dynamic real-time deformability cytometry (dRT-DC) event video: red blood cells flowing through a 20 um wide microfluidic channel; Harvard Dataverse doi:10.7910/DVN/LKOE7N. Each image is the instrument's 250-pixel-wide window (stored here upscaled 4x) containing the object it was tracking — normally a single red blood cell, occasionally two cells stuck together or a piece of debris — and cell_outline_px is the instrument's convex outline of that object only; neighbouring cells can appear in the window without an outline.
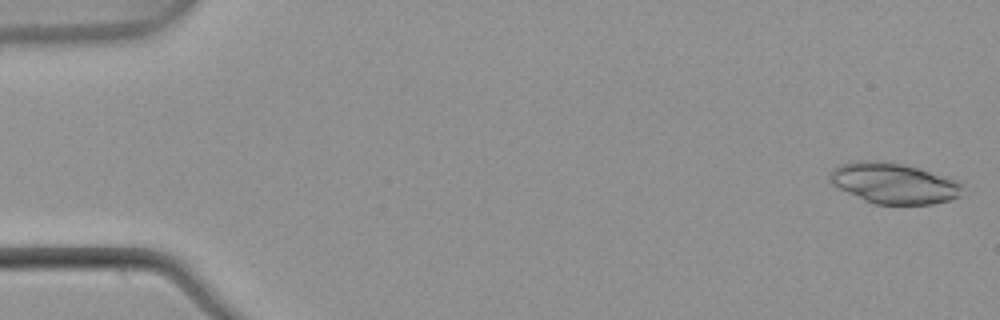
{"species": "common noctule bat (a hibernating species)", "species_latin": "Nyctalus noctula", "temperature_condition": "warm", "stored_images_in_passage": 52, "camera_frame_rate_fps": 3000, "um_per_image_px": 0.085, "animal": {"sex": "male", "body_mass_g": 21.5, "forearm_length_mm": 52.0}, "frame": {"image": 1, "passage_image": 1, "time_ms": 0.0, "image_size_px": [1000, 320], "cell_outline_px": [[964, 184], [960, 196], [948, 200], [932, 204], [876, 204], [864, 200], [832, 184], [828, 180], [828, 172], [832, 168], [856, 160], [876, 160], [900, 164], [920, 168], [948, 176], [960, 180]], "centroid_in_image_um": [76.0, 15.56], "position_along_channel_um": 9.0, "area_um2": 31.67}}
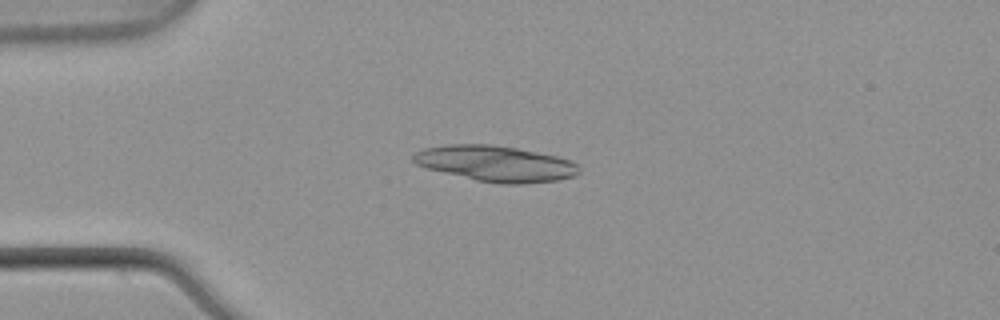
{"frame": {"image": 2, "passage_image": 13, "time_ms": 4.0, "image_size_px": [1000, 320], "cell_outline_px": [[580, 172], [576, 176], [556, 180], [524, 184], [500, 184], [476, 180], [428, 168], [416, 164], [412, 160], [412, 156], [416, 152], [424, 148], [444, 144], [492, 144], [516, 148], [556, 156], [568, 160], [576, 164], [580, 168]], "centroid_in_image_um": [42.13, 13.9], "position_along_channel_um": 42.9, "area_um2": 34.45}}